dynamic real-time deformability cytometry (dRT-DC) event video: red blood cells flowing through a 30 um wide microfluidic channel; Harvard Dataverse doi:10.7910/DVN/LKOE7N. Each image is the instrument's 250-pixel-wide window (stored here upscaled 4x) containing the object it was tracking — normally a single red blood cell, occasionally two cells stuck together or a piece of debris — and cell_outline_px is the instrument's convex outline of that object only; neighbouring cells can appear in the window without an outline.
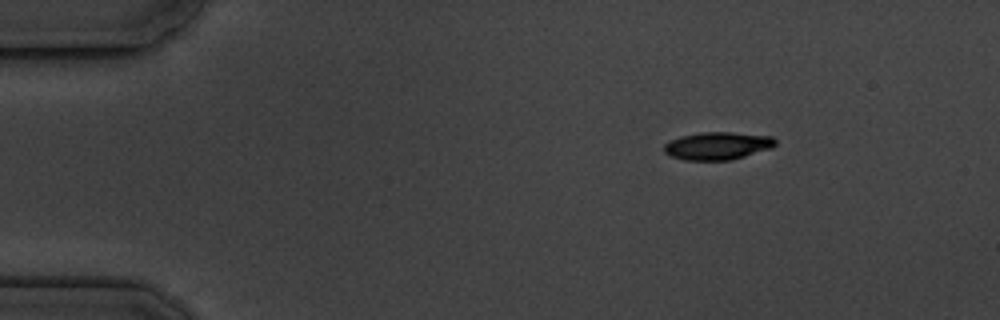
{"species": "common noctule bat (a hibernating species)", "species_latin": "Nyctalus noctula", "temperature_condition": "cold", "stored_images_in_passage": 5, "segment_of_instrument_passage": [2, 2], "camera_frame_rate_fps": 3000, "um_per_image_px": 0.085, "animal": {"sex": "male", "body_mass_g": 19.5, "forearm_length_mm": 54.6}, "frame": {"image": 1, "passage_image": 5, "time_ms": 5.667, "image_size_px": [1000, 320], "cell_outline_px": [[776, 144], [772, 148], [732, 160], [684, 160], [672, 156], [664, 152], [664, 144], [680, 136], [704, 132], [732, 132], [772, 136], [776, 140]], "centroid_in_image_um": [61.02, 12.39], "position_along_channel_um": 24.0, "area_um2": 17.98}}